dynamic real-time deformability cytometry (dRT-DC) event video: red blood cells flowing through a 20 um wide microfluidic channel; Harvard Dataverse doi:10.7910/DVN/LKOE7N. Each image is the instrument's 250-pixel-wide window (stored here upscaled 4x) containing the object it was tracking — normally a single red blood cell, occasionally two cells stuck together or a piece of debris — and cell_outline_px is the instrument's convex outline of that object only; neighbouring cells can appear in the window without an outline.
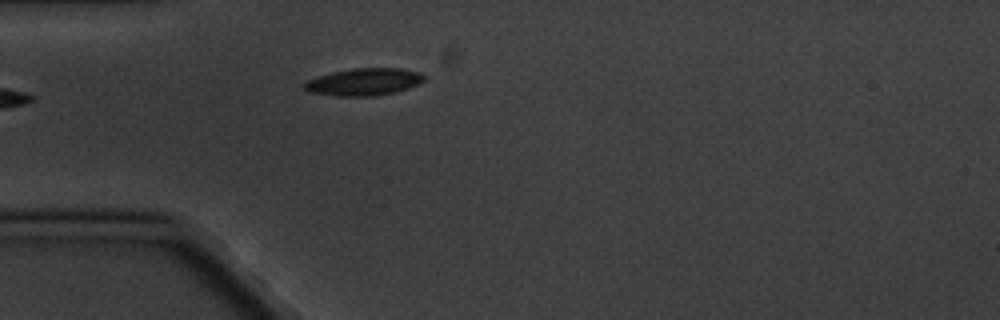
{"species": "common noctule bat (a hibernating species)", "species_latin": "Nyctalus noctula", "temperature_condition": "cold", "stored_images_in_passage": 3, "camera_frame_rate_fps": 3000, "um_per_image_px": 0.085, "animal": {"sex": "male", "body_mass_g": 20.1, "forearm_length_mm": 53.5}, "frame": {"image": 1, "passage_image": 3, "time_ms": 2.333, "image_size_px": [1000, 320], "cell_outline_px": [[428, 76], [424, 80], [408, 88], [376, 96], [336, 96], [308, 92], [304, 88], [304, 84], [308, 80], [332, 72], [352, 68], [400, 68], [420, 72]], "centroid_in_image_um": [30.95, 6.95], "position_along_channel_um": 54.1, "area_um2": 18.96}}